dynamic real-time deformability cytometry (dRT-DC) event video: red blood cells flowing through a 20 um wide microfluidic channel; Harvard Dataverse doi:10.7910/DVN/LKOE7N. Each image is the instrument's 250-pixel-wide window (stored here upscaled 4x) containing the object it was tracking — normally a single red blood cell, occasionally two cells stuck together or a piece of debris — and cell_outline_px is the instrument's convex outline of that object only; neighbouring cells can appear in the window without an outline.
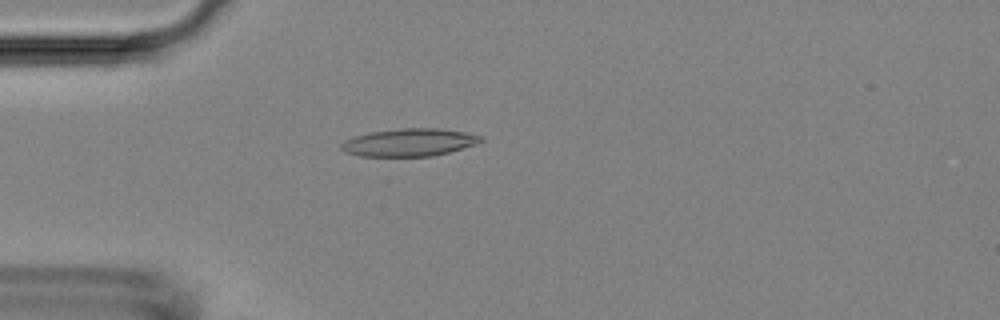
{"species": "Egyptian fruit bat (a non-hibernating species)", "species_latin": "Rousettus aegyptiacus", "temperature_condition": "room temperature", "stored_images_in_passage": 3, "camera_frame_rate_fps": 3000, "um_per_image_px": 0.085, "animal": {"sex": "female"}, "frame": {"image": 1, "passage_image": 2, "time_ms": 0.333, "image_size_px": [1000, 320], "cell_outline_px": [[484, 140], [476, 144], [448, 152], [432, 156], [360, 156], [344, 152], [340, 148], [340, 144], [344, 140], [356, 136], [372, 132], [404, 128], [436, 128], [464, 132], [480, 136]], "centroid_in_image_um": [34.75, 12.11], "position_along_channel_um": 50.2, "area_um2": 22.25}}